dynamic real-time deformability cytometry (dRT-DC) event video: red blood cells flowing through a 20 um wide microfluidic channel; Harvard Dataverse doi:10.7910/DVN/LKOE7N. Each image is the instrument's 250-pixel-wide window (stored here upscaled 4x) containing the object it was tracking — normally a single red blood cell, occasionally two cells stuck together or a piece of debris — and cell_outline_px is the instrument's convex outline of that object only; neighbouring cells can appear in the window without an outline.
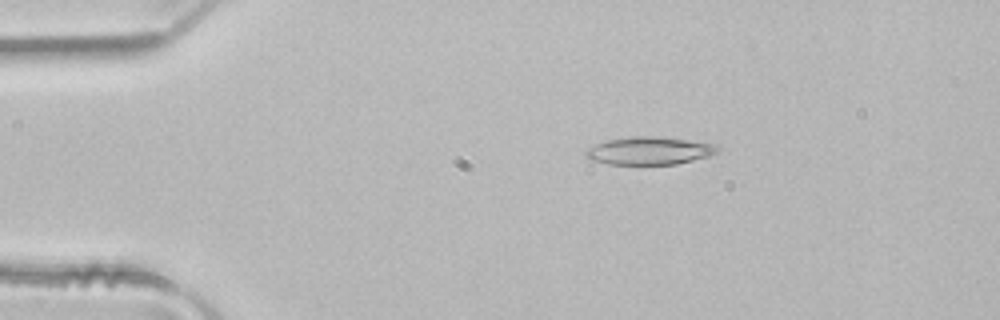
{"species": "common noctule bat (a hibernating species)", "species_latin": "Nyctalus noctula", "temperature_condition": "room temperature", "stored_images_in_passage": 2, "camera_frame_rate_fps": 3000, "um_per_image_px": 0.085, "animal": {"sex": "male", "body_mass_g": 21.5, "forearm_length_mm": 52.0}, "frame": {"image": 1, "passage_image": 1, "time_ms": 0.0, "image_size_px": [1000, 320], "cell_outline_px": [[720, 152], [708, 156], [676, 164], [608, 164], [592, 160], [584, 152], [588, 148], [596, 144], [608, 140], [636, 136], [656, 136], [688, 140], [716, 144], [720, 148]], "centroid_in_image_um": [55.24, 12.81], "position_along_channel_um": 29.8, "area_um2": 21.15}}